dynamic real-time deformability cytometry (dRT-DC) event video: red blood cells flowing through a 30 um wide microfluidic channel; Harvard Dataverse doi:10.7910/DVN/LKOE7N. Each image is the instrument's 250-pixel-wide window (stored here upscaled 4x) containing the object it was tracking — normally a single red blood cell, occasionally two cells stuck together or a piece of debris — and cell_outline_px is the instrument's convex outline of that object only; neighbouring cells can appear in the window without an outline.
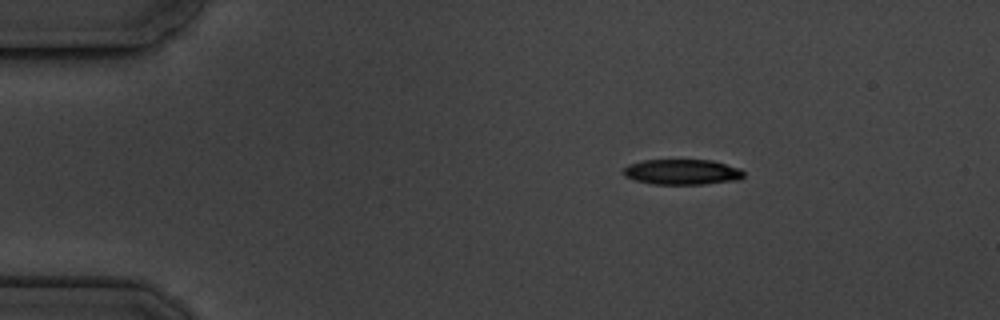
{"species": "common noctule bat (a hibernating species)", "species_latin": "Nyctalus noctula", "temperature_condition": "cold", "stored_images_in_passage": 4, "segment_of_instrument_passage": [1, 2], "camera_frame_rate_fps": 3000, "um_per_image_px": 0.085, "animal": {"sex": "male", "body_mass_g": 19.5, "forearm_length_mm": 54.6}, "frame": {"image": 1, "passage_image": 1, "time_ms": 0.0, "image_size_px": [1000, 320], "cell_outline_px": [[744, 176], [740, 180], [704, 184], [652, 184], [636, 180], [624, 176], [624, 168], [628, 164], [644, 160], [712, 160], [740, 168], [744, 172]], "centroid_in_image_um": [58.01, 14.62], "position_along_channel_um": 27.0, "area_um2": 17.86}}